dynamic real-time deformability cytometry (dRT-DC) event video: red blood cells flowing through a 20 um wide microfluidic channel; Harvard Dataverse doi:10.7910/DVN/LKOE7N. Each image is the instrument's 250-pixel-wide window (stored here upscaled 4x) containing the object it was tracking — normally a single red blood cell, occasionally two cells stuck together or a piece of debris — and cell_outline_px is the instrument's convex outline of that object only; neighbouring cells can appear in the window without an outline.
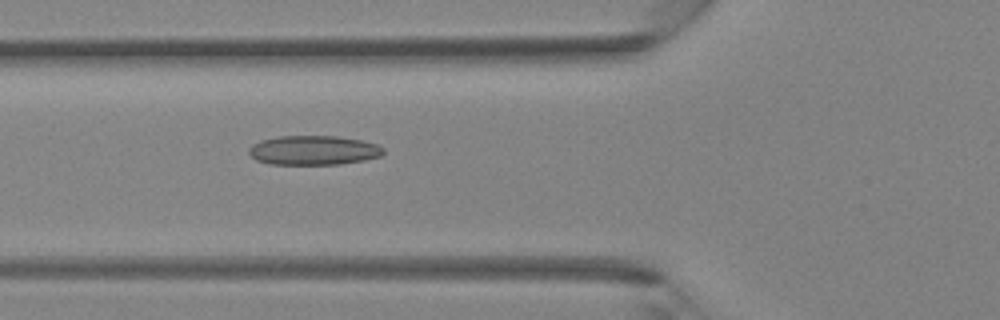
{"species": "Egyptian fruit bat (a non-hibernating species)", "species_latin": "Rousettus aegyptiacus", "temperature_condition": "room temperature", "stored_images_in_passage": 40, "camera_frame_rate_fps": 3000, "um_per_image_px": 0.085, "animal": {"sex": "female"}, "frame": {"image": 1, "passage_image": 15, "time_ms": 4.667, "image_size_px": [1000, 320], "cell_outline_px": [[384, 152], [380, 156], [364, 160], [340, 164], [268, 164], [256, 160], [248, 152], [248, 148], [252, 144], [260, 140], [280, 136], [336, 136], [360, 140], [376, 144], [384, 148]], "centroid_in_image_um": [26.62, 12.77], "position_along_channel_um": 99.2, "area_um2": 23.0}}
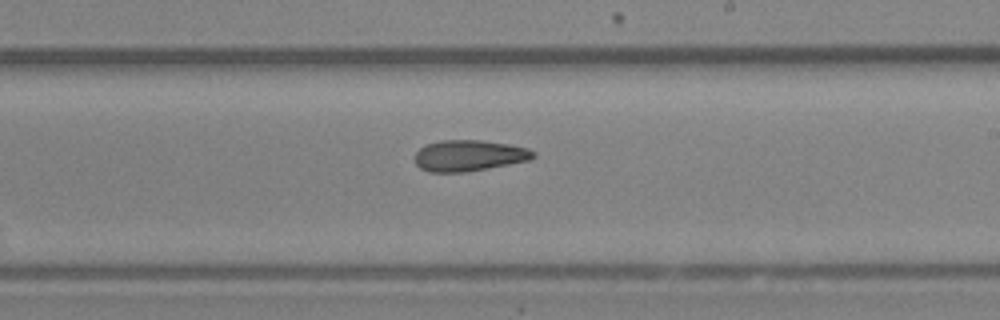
{"frame": {"image": 2, "passage_image": 24, "time_ms": 7.667, "image_size_px": [1000, 320], "cell_outline_px": [[536, 156], [532, 160], [488, 168], [464, 172], [428, 172], [420, 168], [416, 164], [416, 152], [420, 148], [428, 144], [440, 140], [480, 140], [508, 144], [528, 148], [536, 152]], "centroid_in_image_um": [39.9, 13.23], "position_along_channel_um": 249.1, "area_um2": 21.5}}
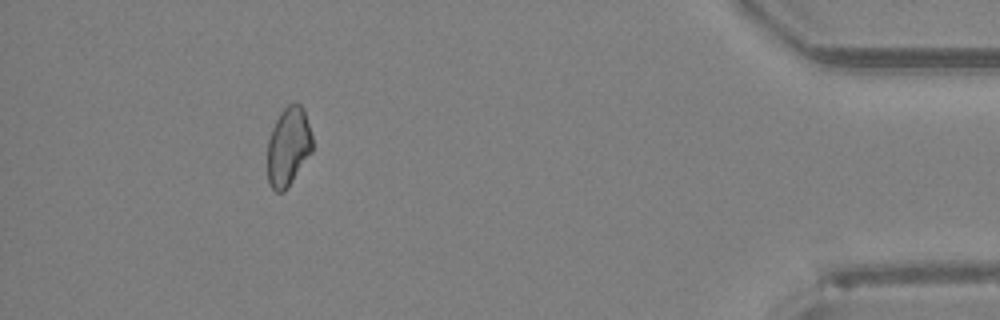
{"frame": {"image": 3, "passage_image": 37, "time_ms": 12.0, "image_size_px": [1000, 320], "cell_outline_px": [[312, 152], [288, 188], [284, 192], [276, 192], [268, 184], [268, 140], [272, 128], [280, 112], [288, 104], [296, 100], [304, 108], [312, 136]], "centroid_in_image_um": [24.52, 12.45], "position_along_channel_um": 410.7, "area_um2": 20.92}}